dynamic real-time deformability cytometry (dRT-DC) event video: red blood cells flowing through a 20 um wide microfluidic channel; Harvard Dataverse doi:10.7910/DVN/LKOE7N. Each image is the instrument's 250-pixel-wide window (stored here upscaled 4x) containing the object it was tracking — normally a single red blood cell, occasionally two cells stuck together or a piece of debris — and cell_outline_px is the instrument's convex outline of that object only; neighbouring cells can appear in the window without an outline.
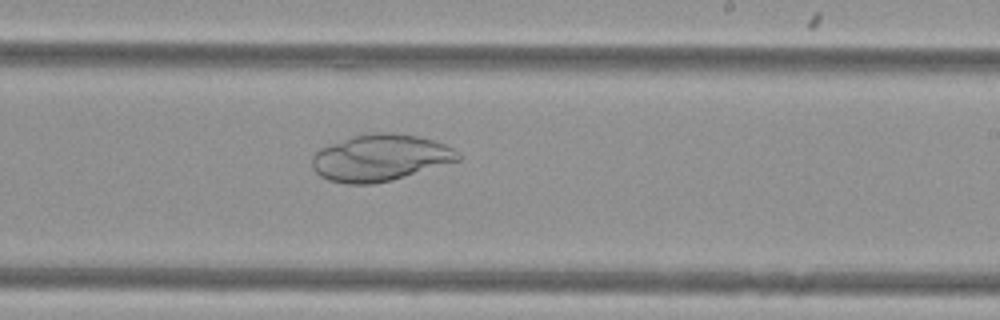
{"species": "Egyptian fruit bat (a non-hibernating species)", "species_latin": "Rousettus aegyptiacus", "temperature_condition": "cold", "stored_images_in_passage": 45, "camera_frame_rate_fps": 3000, "um_per_image_px": 0.085, "animal": {"sex": "female"}, "frame": {"image": 1, "passage_image": 24, "time_ms": 7.667, "image_size_px": [1000, 320], "cell_outline_px": [[460, 160], [392, 180], [372, 184], [348, 184], [328, 180], [320, 176], [312, 168], [312, 156], [320, 148], [352, 136], [372, 132], [392, 132], [416, 136], [432, 140], [444, 144], [460, 152]], "centroid_in_image_um": [32.3, 13.41], "position_along_channel_um": 256.7, "area_um2": 39.59}}
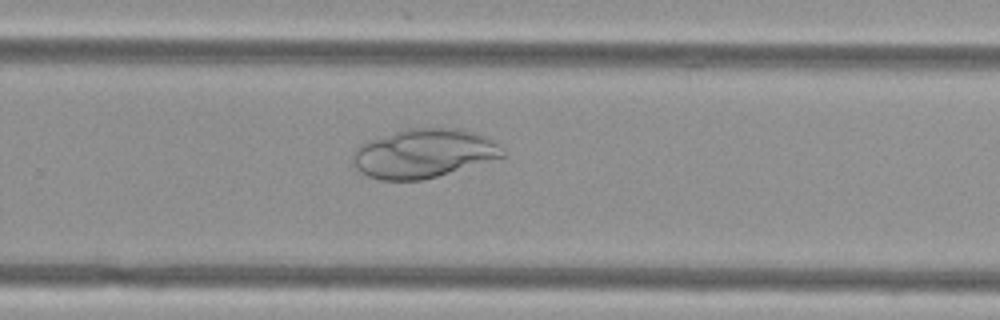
{"frame": {"image": 2, "passage_image": 27, "time_ms": 8.667, "image_size_px": [1000, 320], "cell_outline_px": [[508, 156], [424, 180], [380, 180], [368, 176], [360, 172], [356, 168], [352, 160], [352, 156], [356, 148], [360, 144], [368, 140], [408, 128], [456, 128], [488, 136], [504, 148], [508, 152]], "centroid_in_image_um": [36.06, 13.04], "position_along_channel_um": 293.7, "area_um2": 43.12}}
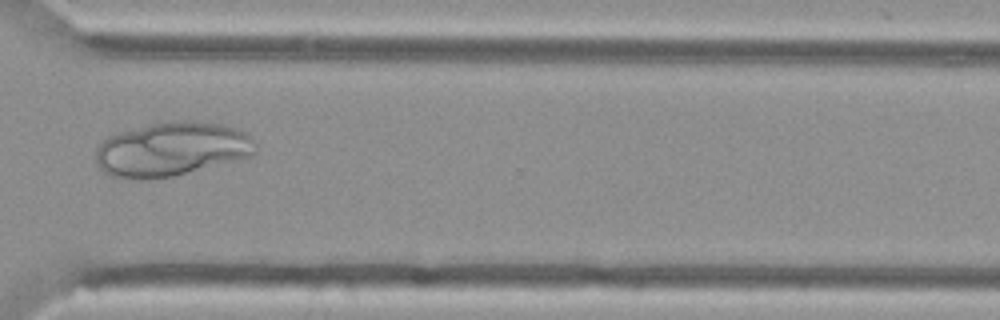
{"frame": {"image": 3, "passage_image": 32, "time_ms": 10.333, "image_size_px": [1000, 320], "cell_outline_px": [[256, 152], [252, 156], [172, 176], [140, 180], [136, 180], [108, 176], [96, 164], [96, 148], [108, 136], [120, 132], [152, 124], [172, 120], [192, 120], [220, 124], [236, 128], [252, 136], [256, 144]], "centroid_in_image_um": [14.59, 12.68], "position_along_channel_um": 356.0, "area_um2": 50.46}}